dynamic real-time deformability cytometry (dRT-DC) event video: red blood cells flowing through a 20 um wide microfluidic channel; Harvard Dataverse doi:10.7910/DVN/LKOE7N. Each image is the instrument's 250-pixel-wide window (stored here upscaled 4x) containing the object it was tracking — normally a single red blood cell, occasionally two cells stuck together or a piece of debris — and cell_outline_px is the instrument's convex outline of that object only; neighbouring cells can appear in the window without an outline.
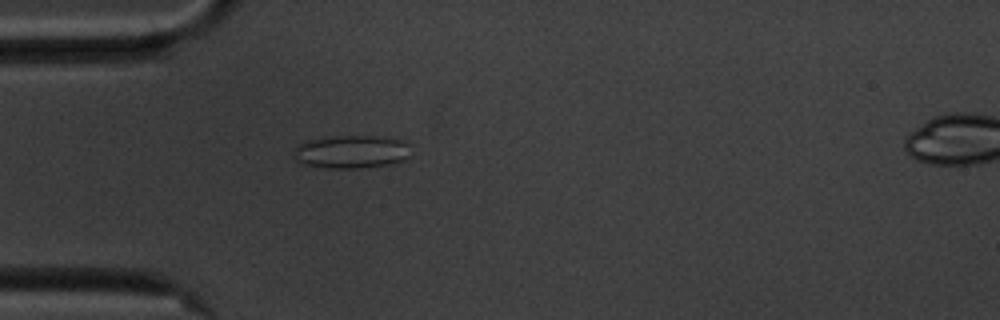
{"species": "common noctule bat (a hibernating species)", "species_latin": "Nyctalus noctula", "temperature_condition": "cold", "stored_images_in_passage": 42, "camera_frame_rate_fps": 3000, "um_per_image_px": 0.085, "animal": {"sex": "male", "body_mass_g": 20.1, "forearm_length_mm": 53.5}, "frame": {"image": 1, "passage_image": 2, "time_ms": 0.333, "image_size_px": [1000, 320], "cell_outline_px": [[408, 156], [404, 160], [392, 164], [360, 168], [328, 168], [300, 164], [292, 156], [296, 148], [300, 144], [308, 140], [324, 136], [372, 136], [400, 140], [408, 144]], "centroid_in_image_um": [29.81, 12.91], "position_along_channel_um": 55.2, "area_um2": 22.6}}
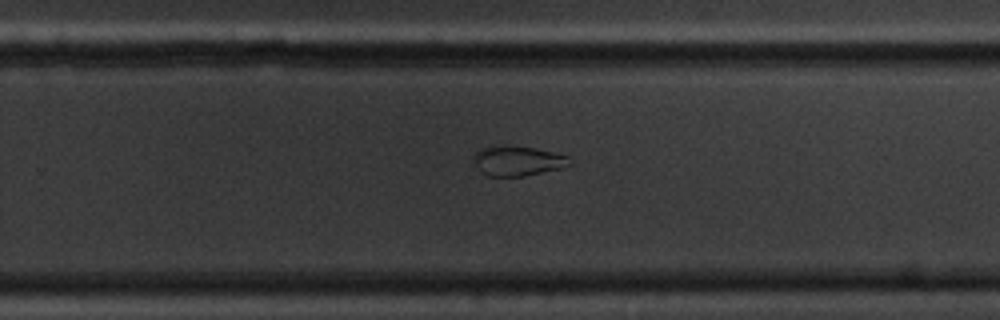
{"frame": {"image": 2, "passage_image": 22, "time_ms": 7.0, "image_size_px": [1000, 320], "cell_outline_px": [[572, 164], [560, 168], [524, 176], [488, 176], [480, 172], [476, 168], [476, 152], [480, 148], [532, 148], [552, 152], [568, 156]], "centroid_in_image_um": [44.04, 13.73], "position_along_channel_um": 285.8, "area_um2": 15.84}}
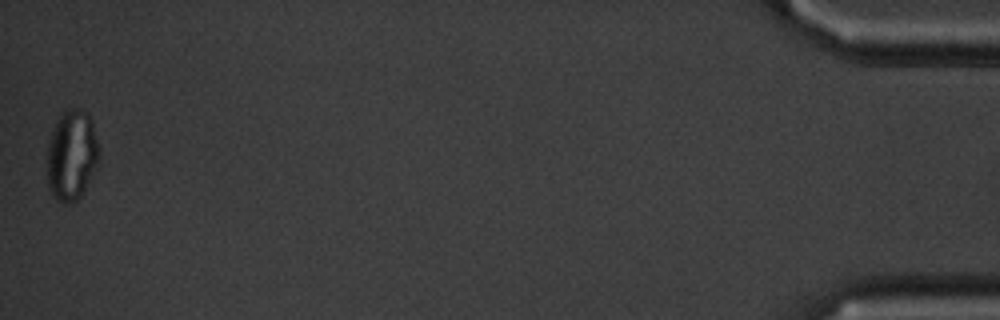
{"frame": {"image": 3, "passage_image": 42, "time_ms": 13.667, "image_size_px": [1000, 320], "cell_outline_px": [[100, 160], [80, 196], [76, 200], [68, 204], [64, 204], [56, 200], [52, 196], [48, 188], [48, 140], [56, 120], [64, 112], [72, 108], [80, 108], [88, 112], [92, 120], [100, 148]], "centroid_in_image_um": [6.11, 13.18], "position_along_channel_um": 429.1, "area_um2": 27.69}, "authors_computed_cell_mechanics": {"area_um2": 18.496, "velocity_mm_per_s": 3.5449, "shape_relaxation_time_tau1_ms": null, "shape_relaxation_time_tau2_ms": 6.4215, "deformation_change_tau1": null, "deformation_change_tau2": 0.1044}}